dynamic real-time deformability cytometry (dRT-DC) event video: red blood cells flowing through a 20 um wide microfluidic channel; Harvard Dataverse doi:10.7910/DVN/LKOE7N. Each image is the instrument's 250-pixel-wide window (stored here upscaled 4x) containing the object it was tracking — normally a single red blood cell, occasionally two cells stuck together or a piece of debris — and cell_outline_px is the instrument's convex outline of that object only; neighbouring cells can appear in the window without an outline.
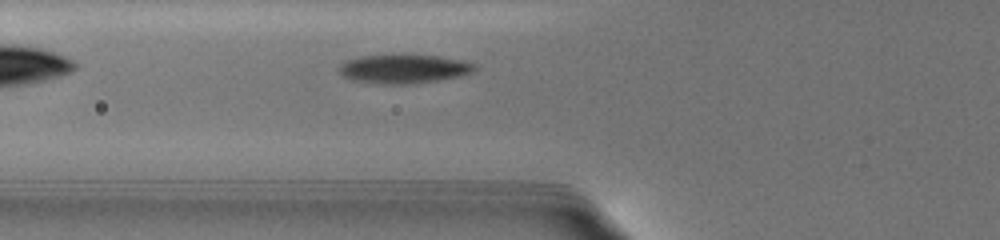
{"species": "common noctule bat (a hibernating species)", "species_latin": "Nyctalus noctula", "temperature_condition": "warm", "stored_images_in_passage": 8, "camera_frame_rate_fps": 3000, "um_per_image_px": 0.085, "animal": {"sex": "female", "body_mass_g": 19.5, "forearm_length_mm": 54.1}, "frame": {"image": 1, "passage_image": 4, "time_ms": 2.667, "image_size_px": [1000, 240], "cell_outline_px": [[480, 68], [472, 72], [460, 76], [412, 84], [384, 84], [348, 80], [340, 72], [340, 64], [348, 60], [360, 56], [392, 52], [404, 52], [440, 56], [460, 60], [476, 64]], "centroid_in_image_um": [34.33, 5.8], "position_along_channel_um": 91.5, "area_um2": 23.81}}
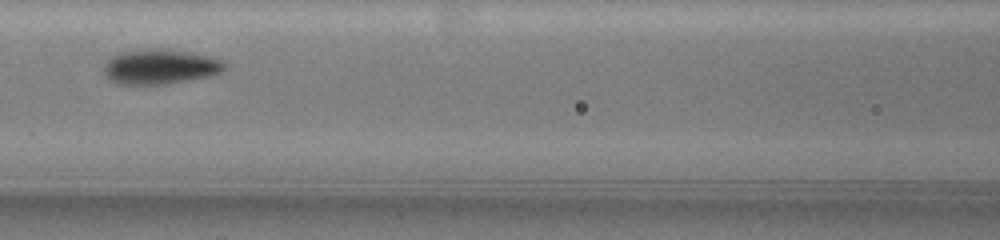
{"frame": {"image": 2, "passage_image": 6, "time_ms": 4.333, "image_size_px": [1000, 240], "cell_outline_px": [[228, 64], [220, 72], [208, 76], [164, 84], [116, 84], [108, 80], [104, 72], [104, 64], [112, 56], [120, 52], [148, 48], [184, 52], [204, 56], [220, 60]], "centroid_in_image_um": [13.52, 5.68], "position_along_channel_um": 153.1, "area_um2": 24.04}}
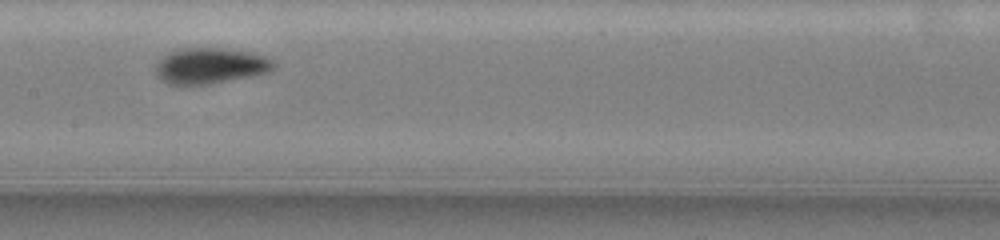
{"frame": {"image": 3, "passage_image": 7, "time_ms": 5.333, "image_size_px": [1000, 240], "cell_outline_px": [[276, 64], [268, 72], [208, 84], [168, 84], [160, 80], [156, 76], [156, 64], [168, 52], [184, 48], [224, 48], [248, 52], [268, 56]], "centroid_in_image_um": [17.85, 5.58], "position_along_channel_um": 189.5, "area_um2": 24.39}}